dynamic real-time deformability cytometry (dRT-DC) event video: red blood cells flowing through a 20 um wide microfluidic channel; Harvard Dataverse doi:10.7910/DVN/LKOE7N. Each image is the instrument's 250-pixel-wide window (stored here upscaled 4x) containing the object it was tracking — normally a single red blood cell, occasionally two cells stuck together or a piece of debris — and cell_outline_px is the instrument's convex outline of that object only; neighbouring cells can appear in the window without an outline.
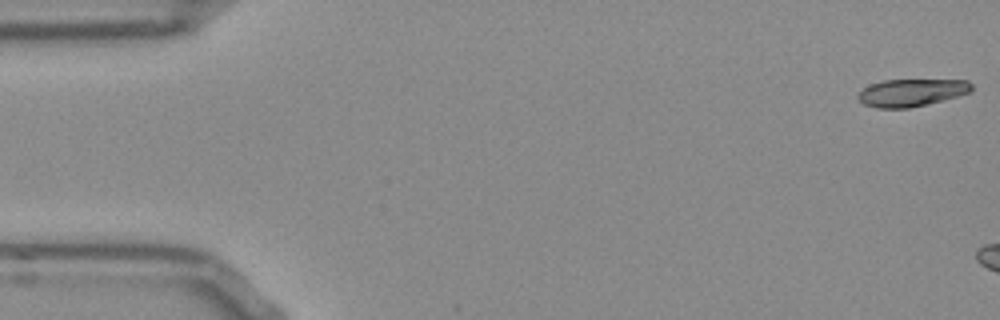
{"species": "Egyptian fruit bat (a non-hibernating species)", "species_latin": "Rousettus aegyptiacus", "temperature_condition": "room temperature", "stored_images_in_passage": 9, "camera_frame_rate_fps": 3000, "um_per_image_px": 0.085, "frame": {"image": 1, "passage_image": 1, "time_ms": 0.0, "image_size_px": [1000, 320], "cell_outline_px": [[972, 92], [908, 108], [876, 108], [864, 104], [856, 96], [868, 84], [884, 80], [968, 80], [972, 84]], "centroid_in_image_um": [77.45, 7.86], "position_along_channel_um": 7.5, "area_um2": 17.98}}